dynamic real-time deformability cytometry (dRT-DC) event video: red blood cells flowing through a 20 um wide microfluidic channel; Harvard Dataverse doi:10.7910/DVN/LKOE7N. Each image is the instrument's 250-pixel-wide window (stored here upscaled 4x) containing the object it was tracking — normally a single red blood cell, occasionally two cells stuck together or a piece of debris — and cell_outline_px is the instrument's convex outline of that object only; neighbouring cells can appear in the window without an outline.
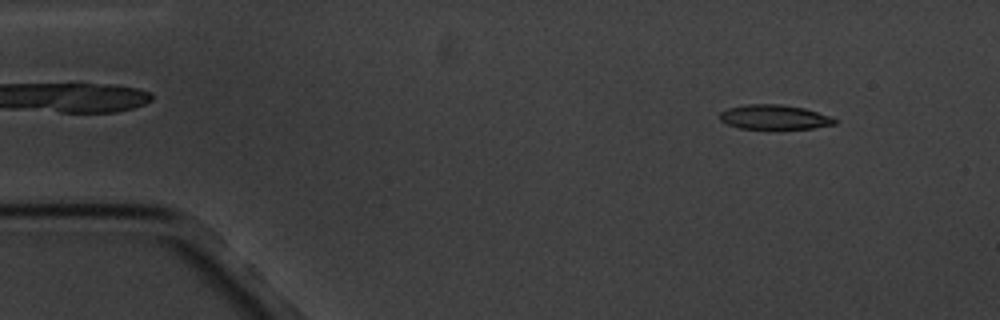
{"species": "common noctule bat (a hibernating species)", "species_latin": "Nyctalus noctula", "temperature_condition": "cold", "stored_images_in_passage": 5, "camera_frame_rate_fps": 3000, "um_per_image_px": 0.085, "animal": {"sex": "male", "body_mass_g": 20.1, "forearm_length_mm": 53.5}, "frame": {"image": 1, "passage_image": 1, "time_ms": 0.0, "image_size_px": [1000, 320], "cell_outline_px": [[836, 124], [812, 128], [740, 128], [728, 124], [720, 120], [720, 112], [728, 108], [744, 104], [780, 104], [804, 108], [832, 116], [836, 120]], "centroid_in_image_um": [65.82, 9.94], "position_along_channel_um": 19.2, "area_um2": 16.3}}
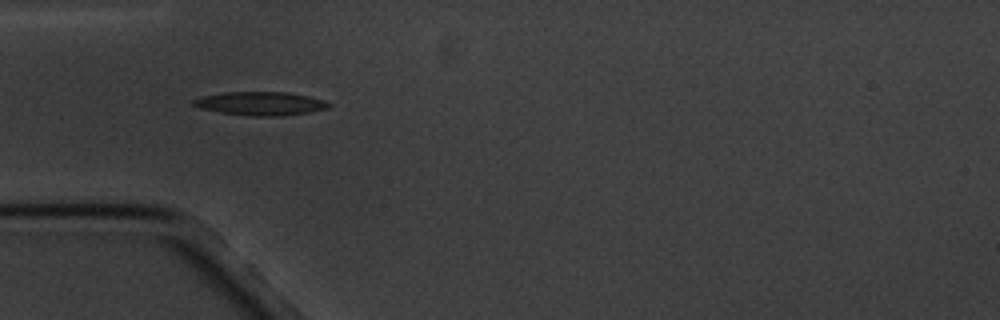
{"frame": {"image": 2, "passage_image": 4, "time_ms": 3.667, "image_size_px": [1000, 320], "cell_outline_px": [[332, 104], [328, 108], [312, 112], [284, 116], [252, 116], [220, 112], [200, 108], [192, 104], [192, 100], [200, 96], [224, 92], [288, 92], [308, 96], [324, 100]], "centroid_in_image_um": [22.16, 8.8], "position_along_channel_um": 62.8, "area_um2": 18.73}}
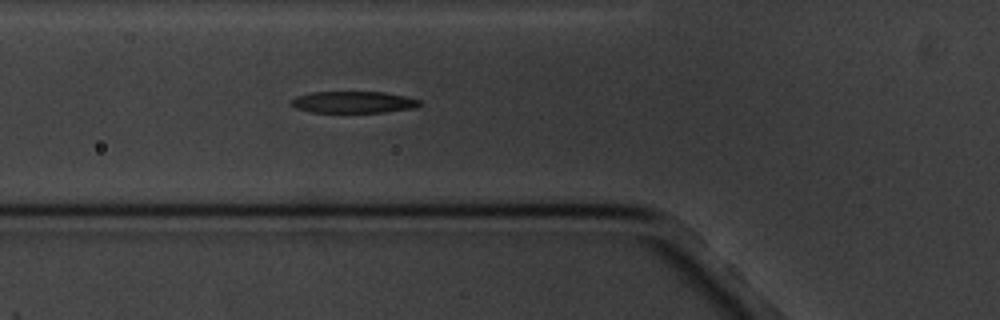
{"frame": {"image": 3, "passage_image": 5, "time_ms": 4.667, "image_size_px": [1000, 320], "cell_outline_px": [[420, 104], [416, 108], [384, 112], [312, 112], [296, 108], [288, 104], [288, 100], [296, 96], [312, 92], [384, 92], [404, 96], [420, 100]], "centroid_in_image_um": [29.98, 8.68], "position_along_channel_um": 95.8, "area_um2": 16.3}}